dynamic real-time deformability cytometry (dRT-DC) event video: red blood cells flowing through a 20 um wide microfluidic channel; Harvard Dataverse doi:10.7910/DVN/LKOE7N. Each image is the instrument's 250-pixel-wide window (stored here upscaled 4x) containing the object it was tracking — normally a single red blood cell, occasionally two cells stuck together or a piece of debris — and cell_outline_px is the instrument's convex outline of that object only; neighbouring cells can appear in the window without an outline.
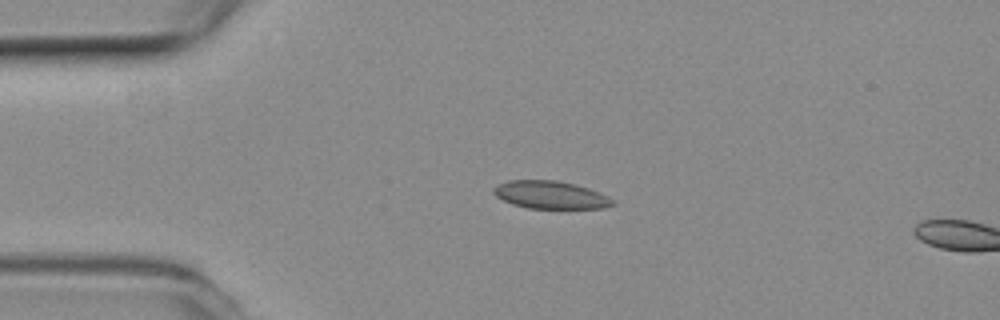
{"species": "common noctule bat (a hibernating species)", "species_latin": "Nyctalus noctula", "temperature_condition": "room temperature", "stored_images_in_passage": 3, "segment_of_instrument_passage": [1, 2], "camera_frame_rate_fps": 3000, "um_per_image_px": 0.085, "animal": {"sex": "female", "body_mass_g": 19.3, "forearm_length_mm": 54.1}, "frame": {"image": 1, "passage_image": 2, "time_ms": 0.333, "image_size_px": [1000, 320], "cell_outline_px": [[616, 204], [604, 208], [528, 208], [512, 204], [496, 196], [492, 192], [492, 188], [508, 180], [556, 180], [576, 184], [588, 188], [608, 196]], "centroid_in_image_um": [46.79, 16.56], "position_along_channel_um": 38.2, "area_um2": 19.19}}